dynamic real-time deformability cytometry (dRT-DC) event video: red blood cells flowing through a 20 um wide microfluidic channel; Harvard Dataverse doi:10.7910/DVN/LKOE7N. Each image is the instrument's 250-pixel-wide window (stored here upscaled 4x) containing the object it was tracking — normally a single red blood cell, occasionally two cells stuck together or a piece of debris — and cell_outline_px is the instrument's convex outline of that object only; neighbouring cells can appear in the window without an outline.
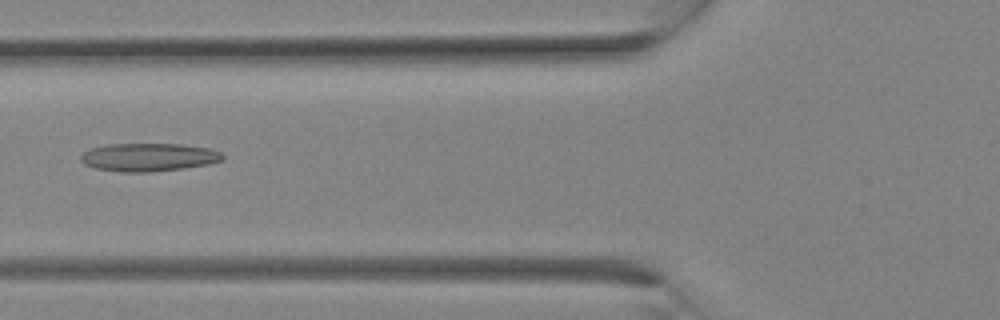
{"species": "Egyptian fruit bat (a non-hibernating species)", "species_latin": "Rousettus aegyptiacus", "temperature_condition": "room temperature", "stored_images_in_passage": 11, "camera_frame_rate_fps": 3000, "um_per_image_px": 0.085, "animal": {"sex": "female"}, "frame": {"image": 1, "passage_image": 8, "time_ms": 2.333, "image_size_px": [1000, 320], "cell_outline_px": [[224, 160], [208, 164], [184, 168], [148, 172], [120, 172], [96, 168], [84, 164], [80, 160], [80, 156], [84, 152], [92, 148], [108, 144], [180, 144], [208, 148], [220, 152], [224, 156]], "centroid_in_image_um": [12.63, 13.36], "position_along_channel_um": 113.2, "area_um2": 23.18}}
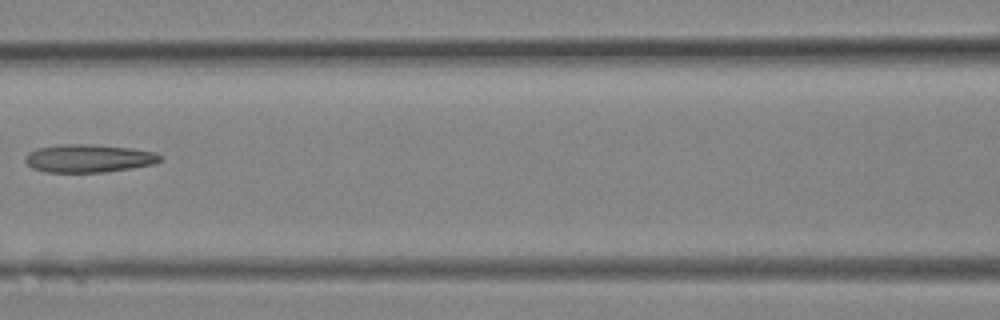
{"frame": {"image": 2, "passage_image": 10, "time_ms": 3.0, "image_size_px": [1000, 320], "cell_outline_px": [[160, 160], [156, 164], [132, 168], [104, 172], [44, 172], [32, 168], [24, 160], [24, 156], [28, 152], [36, 148], [60, 144], [92, 144], [128, 148], [156, 152], [160, 156]], "centroid_in_image_um": [7.49, 13.46], "position_along_channel_um": 159.1, "area_um2": 22.14}}